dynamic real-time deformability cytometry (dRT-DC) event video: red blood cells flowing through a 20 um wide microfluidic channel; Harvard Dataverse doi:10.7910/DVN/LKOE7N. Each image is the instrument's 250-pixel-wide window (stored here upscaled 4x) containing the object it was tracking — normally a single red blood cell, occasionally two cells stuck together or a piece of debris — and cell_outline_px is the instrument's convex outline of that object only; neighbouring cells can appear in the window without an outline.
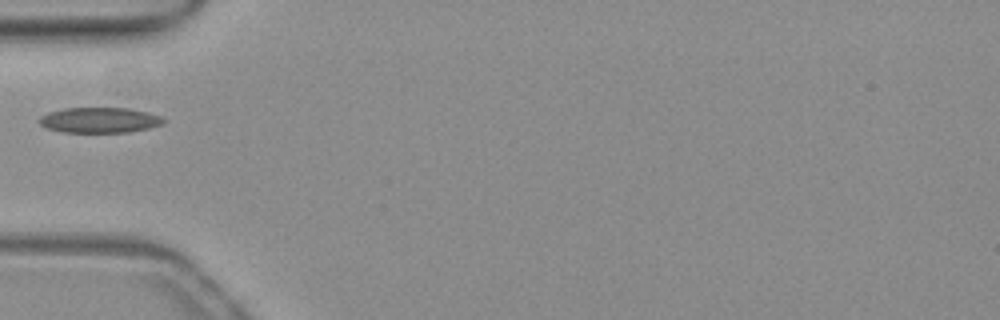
{"species": "common noctule bat (a hibernating species)", "species_latin": "Nyctalus noctula", "temperature_condition": "warm", "stored_images_in_passage": 12, "camera_frame_rate_fps": 3000, "um_per_image_px": 0.085, "animal": {"sex": "female", "body_mass_g": 19.3, "forearm_length_mm": 54.1}, "frame": {"image": 1, "passage_image": 1, "time_ms": 0.0, "image_size_px": [1000, 320], "cell_outline_px": [[164, 124], [148, 128], [128, 132], [64, 132], [48, 128], [40, 124], [36, 120], [40, 116], [48, 112], [64, 108], [128, 108], [148, 112], [160, 116], [164, 120]], "centroid_in_image_um": [8.44, 10.2], "position_along_channel_um": 76.6, "area_um2": 18.38}}
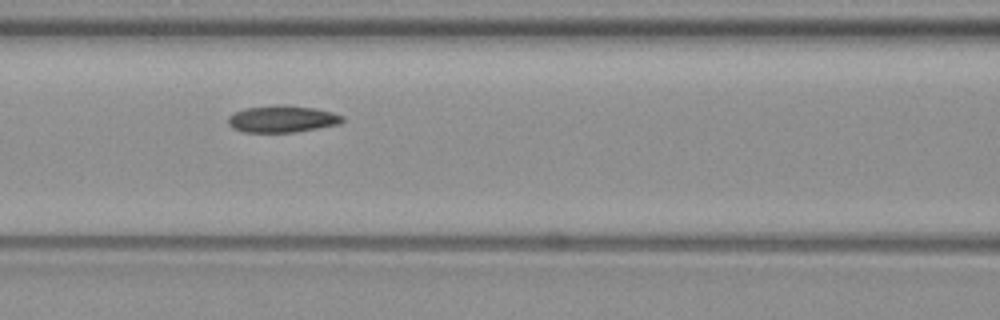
{"frame": {"image": 2, "passage_image": 6, "time_ms": 1.667, "image_size_px": [1000, 320], "cell_outline_px": [[344, 120], [340, 124], [296, 132], [244, 132], [232, 128], [228, 124], [228, 116], [244, 108], [276, 104], [316, 108], [332, 112], [344, 116]], "centroid_in_image_um": [23.99, 10.11], "position_along_channel_um": 142.6, "area_um2": 18.03}}